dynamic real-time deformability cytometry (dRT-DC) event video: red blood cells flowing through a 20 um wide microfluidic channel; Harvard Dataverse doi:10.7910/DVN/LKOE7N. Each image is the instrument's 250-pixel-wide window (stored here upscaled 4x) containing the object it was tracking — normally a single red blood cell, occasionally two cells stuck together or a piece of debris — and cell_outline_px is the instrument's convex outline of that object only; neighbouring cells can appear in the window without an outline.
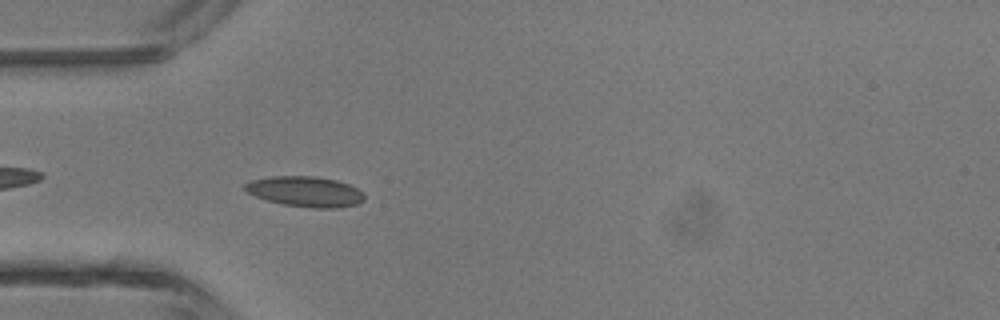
{"species": "common noctule bat (a hibernating species)", "species_latin": "Nyctalus noctula", "temperature_condition": "room temperature", "stored_images_in_passage": 35, "camera_frame_rate_fps": 3000, "um_per_image_px": 0.085, "animal": {"sex": "male", "body_mass_g": 13.3}, "frame": {"image": 1, "passage_image": 3, "time_ms": 0.667, "image_size_px": [1000, 320], "cell_outline_px": [[364, 200], [356, 204], [340, 208], [312, 208], [284, 204], [268, 200], [256, 196], [248, 192], [244, 188], [244, 184], [252, 180], [272, 176], [312, 176], [336, 180], [348, 184], [364, 192]], "centroid_in_image_um": [25.98, 16.28], "position_along_channel_um": 59.0, "area_um2": 20.98}}
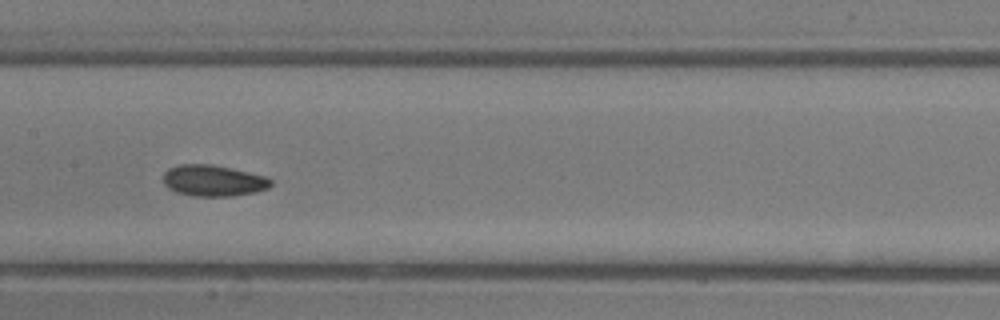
{"frame": {"image": 2, "passage_image": 12, "time_ms": 3.667, "image_size_px": [1000, 320], "cell_outline_px": [[272, 184], [268, 188], [256, 192], [232, 196], [192, 196], [176, 192], [168, 188], [164, 184], [164, 172], [168, 168], [180, 164], [212, 164], [248, 172], [264, 176], [272, 180]], "centroid_in_image_um": [18.11, 15.35], "position_along_channel_um": 189.3, "area_um2": 19.59}}
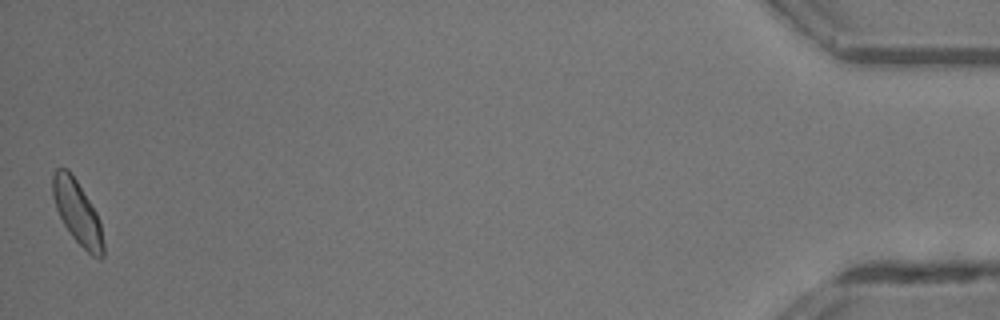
{"frame": {"image": 3, "passage_image": 35, "time_ms": 11.333, "image_size_px": [1000, 320], "cell_outline_px": [[104, 256], [100, 260], [92, 256], [72, 236], [64, 224], [56, 208], [52, 196], [52, 176], [56, 168], [68, 168], [76, 180], [96, 212], [100, 220], [104, 244]], "centroid_in_image_um": [6.58, 18.06], "position_along_channel_um": 428.6, "area_um2": 18.67}, "authors_computed_cell_mechanics": {"area_um2": 18.9584, "velocity_mm_per_s": 4.42, "shape_relaxation_time_tau1_ms": 4.3206, "shape_relaxation_time_tau2_ms": 4.5894, "deformation_change_tau1": 0.0991, "deformation_change_tau2": 0.0844}}